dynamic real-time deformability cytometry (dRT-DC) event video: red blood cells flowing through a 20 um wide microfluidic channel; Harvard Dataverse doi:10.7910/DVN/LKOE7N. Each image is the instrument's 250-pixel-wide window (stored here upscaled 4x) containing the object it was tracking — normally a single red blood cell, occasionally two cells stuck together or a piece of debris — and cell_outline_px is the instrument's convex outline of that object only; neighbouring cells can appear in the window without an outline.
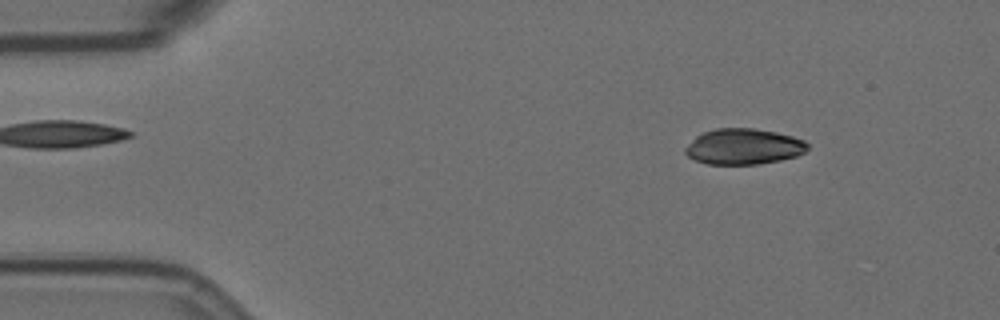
{"species": "Egyptian fruit bat (a non-hibernating species)", "species_latin": "Rousettus aegyptiacus", "temperature_condition": "room temperature", "stored_images_in_passage": 46, "camera_frame_rate_fps": 3000, "um_per_image_px": 0.085, "animal": {"sex": "female"}, "frame": {"image": 1, "passage_image": 7, "time_ms": 2.0, "image_size_px": [1000, 320], "cell_outline_px": [[808, 148], [804, 152], [796, 156], [780, 160], [756, 164], [708, 164], [696, 160], [688, 156], [684, 152], [684, 148], [696, 136], [704, 132], [716, 128], [752, 128], [776, 132], [792, 136], [804, 140], [808, 144]], "centroid_in_image_um": [63.2, 12.45], "position_along_channel_um": 21.8, "area_um2": 25.37}}
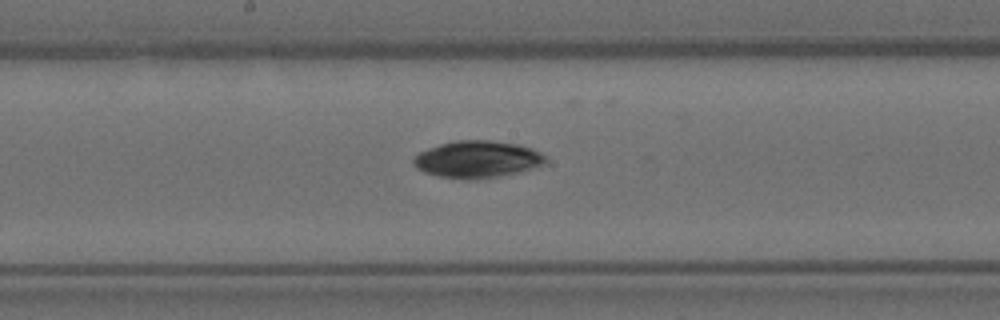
{"frame": {"image": 2, "passage_image": 29, "time_ms": 9.333, "image_size_px": [1000, 320], "cell_outline_px": [[548, 164], [500, 176], [476, 180], [440, 176], [424, 172], [416, 168], [412, 164], [412, 160], [420, 152], [428, 148], [440, 144], [456, 140], [488, 140], [516, 144], [532, 148], [548, 156]], "centroid_in_image_um": [40.61, 13.54], "position_along_channel_um": 207.6, "area_um2": 28.55}}
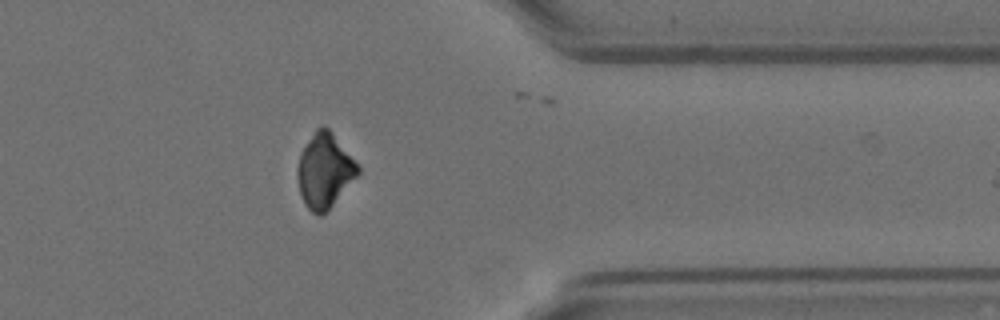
{"frame": {"image": 3, "passage_image": 45, "time_ms": 14.667, "image_size_px": [1000, 320], "cell_outline_px": [[360, 172], [332, 204], [320, 216], [316, 216], [304, 204], [300, 192], [296, 176], [296, 168], [300, 152], [316, 128], [320, 124], [324, 124], [332, 132], [360, 164]], "centroid_in_image_um": [27.57, 14.46], "position_along_channel_um": 383.8, "area_um2": 26.36}}